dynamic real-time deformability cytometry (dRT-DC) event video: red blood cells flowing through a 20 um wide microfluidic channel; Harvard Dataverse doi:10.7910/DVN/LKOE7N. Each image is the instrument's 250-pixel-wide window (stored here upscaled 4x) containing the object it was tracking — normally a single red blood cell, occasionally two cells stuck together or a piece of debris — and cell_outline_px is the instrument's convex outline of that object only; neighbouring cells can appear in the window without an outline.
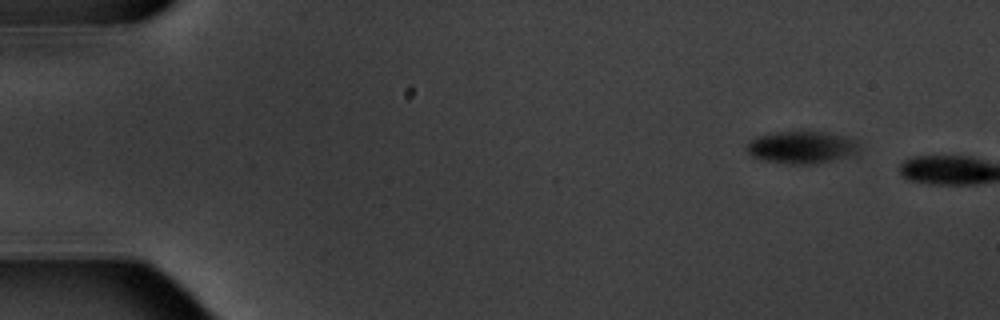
{"species": "common noctule bat (a hibernating species)", "species_latin": "Nyctalus noctula", "temperature_condition": "warm", "stored_images_in_passage": 3, "segment_of_instrument_passage": [2, 2], "camera_frame_rate_fps": 3000, "um_per_image_px": 0.085, "animal": {"sex": "male", "body_mass_g": 20.1, "forearm_length_mm": 53.5}, "frame": {"image": 1, "passage_image": 3, "time_ms": 3.333, "image_size_px": [1000, 320], "cell_outline_px": [[860, 152], [848, 156], [820, 164], [788, 164], [764, 160], [752, 156], [748, 152], [748, 144], [756, 136], [776, 132], [820, 132], [844, 136], [860, 140]], "centroid_in_image_um": [68.22, 12.53], "position_along_channel_um": 16.8, "area_um2": 21.27}}